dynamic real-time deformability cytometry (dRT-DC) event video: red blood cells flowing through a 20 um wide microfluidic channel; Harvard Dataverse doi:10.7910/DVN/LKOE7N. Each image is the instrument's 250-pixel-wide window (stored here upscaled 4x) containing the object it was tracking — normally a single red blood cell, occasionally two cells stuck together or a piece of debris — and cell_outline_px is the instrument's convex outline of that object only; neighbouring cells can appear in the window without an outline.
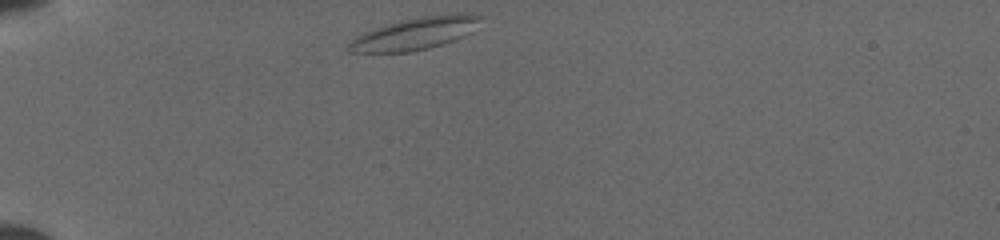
{"species": "common noctule bat (a hibernating species)", "species_latin": "Nyctalus noctula", "temperature_condition": "cold", "stored_images_in_passage": 5, "camera_frame_rate_fps": 3000, "um_per_image_px": 0.085, "animal": {"sex": "female", "body_mass_g": 19.5, "forearm_length_mm": 54.1}, "frame": {"image": 1, "passage_image": 1, "time_ms": 0.0, "image_size_px": [1000, 240], "cell_outline_px": [[484, 16], [464, 36], [428, 48], [412, 52], [348, 52], [348, 44], [356, 36], [372, 28], [400, 20], [424, 16], [452, 12], [468, 12]], "centroid_in_image_um": [35.27, 2.82], "position_along_channel_um": 49.7, "area_um2": 24.68}}